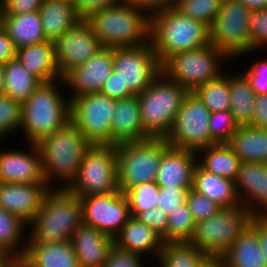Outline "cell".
<instances>
[{
    "label": "cell",
    "instance_id": "47",
    "mask_svg": "<svg viewBox=\"0 0 267 267\" xmlns=\"http://www.w3.org/2000/svg\"><path fill=\"white\" fill-rule=\"evenodd\" d=\"M191 188H160L157 208L167 215L186 201V195Z\"/></svg>",
    "mask_w": 267,
    "mask_h": 267
},
{
    "label": "cell",
    "instance_id": "51",
    "mask_svg": "<svg viewBox=\"0 0 267 267\" xmlns=\"http://www.w3.org/2000/svg\"><path fill=\"white\" fill-rule=\"evenodd\" d=\"M134 6L141 9L148 17L160 11L172 9L177 0H128Z\"/></svg>",
    "mask_w": 267,
    "mask_h": 267
},
{
    "label": "cell",
    "instance_id": "48",
    "mask_svg": "<svg viewBox=\"0 0 267 267\" xmlns=\"http://www.w3.org/2000/svg\"><path fill=\"white\" fill-rule=\"evenodd\" d=\"M143 258L139 254L122 250L114 245L104 267H143L145 262Z\"/></svg>",
    "mask_w": 267,
    "mask_h": 267
},
{
    "label": "cell",
    "instance_id": "4",
    "mask_svg": "<svg viewBox=\"0 0 267 267\" xmlns=\"http://www.w3.org/2000/svg\"><path fill=\"white\" fill-rule=\"evenodd\" d=\"M36 145L44 178L50 188H54L58 179L64 184L58 187L70 186L79 173L84 153L91 146L71 121Z\"/></svg>",
    "mask_w": 267,
    "mask_h": 267
},
{
    "label": "cell",
    "instance_id": "52",
    "mask_svg": "<svg viewBox=\"0 0 267 267\" xmlns=\"http://www.w3.org/2000/svg\"><path fill=\"white\" fill-rule=\"evenodd\" d=\"M43 0H4V15H19L38 11Z\"/></svg>",
    "mask_w": 267,
    "mask_h": 267
},
{
    "label": "cell",
    "instance_id": "20",
    "mask_svg": "<svg viewBox=\"0 0 267 267\" xmlns=\"http://www.w3.org/2000/svg\"><path fill=\"white\" fill-rule=\"evenodd\" d=\"M49 188L47 183L0 182V208L16 215L29 225L39 211Z\"/></svg>",
    "mask_w": 267,
    "mask_h": 267
},
{
    "label": "cell",
    "instance_id": "49",
    "mask_svg": "<svg viewBox=\"0 0 267 267\" xmlns=\"http://www.w3.org/2000/svg\"><path fill=\"white\" fill-rule=\"evenodd\" d=\"M99 92L113 100H120L134 95L126 85H123L118 73L114 70L104 82Z\"/></svg>",
    "mask_w": 267,
    "mask_h": 267
},
{
    "label": "cell",
    "instance_id": "23",
    "mask_svg": "<svg viewBox=\"0 0 267 267\" xmlns=\"http://www.w3.org/2000/svg\"><path fill=\"white\" fill-rule=\"evenodd\" d=\"M151 138L144 130L137 95L116 100L111 122V145Z\"/></svg>",
    "mask_w": 267,
    "mask_h": 267
},
{
    "label": "cell",
    "instance_id": "9",
    "mask_svg": "<svg viewBox=\"0 0 267 267\" xmlns=\"http://www.w3.org/2000/svg\"><path fill=\"white\" fill-rule=\"evenodd\" d=\"M228 58L211 43L196 50L182 51L170 56L162 65V72L188 92L218 78L225 70L221 63ZM223 61V62H222Z\"/></svg>",
    "mask_w": 267,
    "mask_h": 267
},
{
    "label": "cell",
    "instance_id": "59",
    "mask_svg": "<svg viewBox=\"0 0 267 267\" xmlns=\"http://www.w3.org/2000/svg\"><path fill=\"white\" fill-rule=\"evenodd\" d=\"M0 261H16L0 248Z\"/></svg>",
    "mask_w": 267,
    "mask_h": 267
},
{
    "label": "cell",
    "instance_id": "3",
    "mask_svg": "<svg viewBox=\"0 0 267 267\" xmlns=\"http://www.w3.org/2000/svg\"><path fill=\"white\" fill-rule=\"evenodd\" d=\"M149 42L162 65L175 53L209 45V27L172 8L149 17Z\"/></svg>",
    "mask_w": 267,
    "mask_h": 267
},
{
    "label": "cell",
    "instance_id": "31",
    "mask_svg": "<svg viewBox=\"0 0 267 267\" xmlns=\"http://www.w3.org/2000/svg\"><path fill=\"white\" fill-rule=\"evenodd\" d=\"M3 28L16 49L46 40L39 10L19 15H4Z\"/></svg>",
    "mask_w": 267,
    "mask_h": 267
},
{
    "label": "cell",
    "instance_id": "60",
    "mask_svg": "<svg viewBox=\"0 0 267 267\" xmlns=\"http://www.w3.org/2000/svg\"><path fill=\"white\" fill-rule=\"evenodd\" d=\"M4 0H0V28L3 27V19H4Z\"/></svg>",
    "mask_w": 267,
    "mask_h": 267
},
{
    "label": "cell",
    "instance_id": "24",
    "mask_svg": "<svg viewBox=\"0 0 267 267\" xmlns=\"http://www.w3.org/2000/svg\"><path fill=\"white\" fill-rule=\"evenodd\" d=\"M19 62L41 82L60 79L56 61L55 44L52 41L26 45L16 49Z\"/></svg>",
    "mask_w": 267,
    "mask_h": 267
},
{
    "label": "cell",
    "instance_id": "1",
    "mask_svg": "<svg viewBox=\"0 0 267 267\" xmlns=\"http://www.w3.org/2000/svg\"><path fill=\"white\" fill-rule=\"evenodd\" d=\"M80 198L69 188H49L31 226L26 245H47L70 241L82 224Z\"/></svg>",
    "mask_w": 267,
    "mask_h": 267
},
{
    "label": "cell",
    "instance_id": "15",
    "mask_svg": "<svg viewBox=\"0 0 267 267\" xmlns=\"http://www.w3.org/2000/svg\"><path fill=\"white\" fill-rule=\"evenodd\" d=\"M79 198L82 207V222L95 227L113 239L131 217L128 200L120 190Z\"/></svg>",
    "mask_w": 267,
    "mask_h": 267
},
{
    "label": "cell",
    "instance_id": "54",
    "mask_svg": "<svg viewBox=\"0 0 267 267\" xmlns=\"http://www.w3.org/2000/svg\"><path fill=\"white\" fill-rule=\"evenodd\" d=\"M16 58V48L6 30L0 28V65Z\"/></svg>",
    "mask_w": 267,
    "mask_h": 267
},
{
    "label": "cell",
    "instance_id": "13",
    "mask_svg": "<svg viewBox=\"0 0 267 267\" xmlns=\"http://www.w3.org/2000/svg\"><path fill=\"white\" fill-rule=\"evenodd\" d=\"M210 110L193 92H189L181 105L174 124L165 137L174 148L197 152L215 144L209 131Z\"/></svg>",
    "mask_w": 267,
    "mask_h": 267
},
{
    "label": "cell",
    "instance_id": "27",
    "mask_svg": "<svg viewBox=\"0 0 267 267\" xmlns=\"http://www.w3.org/2000/svg\"><path fill=\"white\" fill-rule=\"evenodd\" d=\"M22 267H79L71 241L47 245H26Z\"/></svg>",
    "mask_w": 267,
    "mask_h": 267
},
{
    "label": "cell",
    "instance_id": "56",
    "mask_svg": "<svg viewBox=\"0 0 267 267\" xmlns=\"http://www.w3.org/2000/svg\"><path fill=\"white\" fill-rule=\"evenodd\" d=\"M198 267H228L223 256H206Z\"/></svg>",
    "mask_w": 267,
    "mask_h": 267
},
{
    "label": "cell",
    "instance_id": "61",
    "mask_svg": "<svg viewBox=\"0 0 267 267\" xmlns=\"http://www.w3.org/2000/svg\"><path fill=\"white\" fill-rule=\"evenodd\" d=\"M17 261H0V267H13Z\"/></svg>",
    "mask_w": 267,
    "mask_h": 267
},
{
    "label": "cell",
    "instance_id": "21",
    "mask_svg": "<svg viewBox=\"0 0 267 267\" xmlns=\"http://www.w3.org/2000/svg\"><path fill=\"white\" fill-rule=\"evenodd\" d=\"M197 163L195 151L169 146L161 158L155 182L160 188H191Z\"/></svg>",
    "mask_w": 267,
    "mask_h": 267
},
{
    "label": "cell",
    "instance_id": "19",
    "mask_svg": "<svg viewBox=\"0 0 267 267\" xmlns=\"http://www.w3.org/2000/svg\"><path fill=\"white\" fill-rule=\"evenodd\" d=\"M235 187L241 204L253 216L267 213V163L241 162Z\"/></svg>",
    "mask_w": 267,
    "mask_h": 267
},
{
    "label": "cell",
    "instance_id": "7",
    "mask_svg": "<svg viewBox=\"0 0 267 267\" xmlns=\"http://www.w3.org/2000/svg\"><path fill=\"white\" fill-rule=\"evenodd\" d=\"M169 146L165 138H149L118 144V189L124 193L139 184L155 181L161 158Z\"/></svg>",
    "mask_w": 267,
    "mask_h": 267
},
{
    "label": "cell",
    "instance_id": "12",
    "mask_svg": "<svg viewBox=\"0 0 267 267\" xmlns=\"http://www.w3.org/2000/svg\"><path fill=\"white\" fill-rule=\"evenodd\" d=\"M116 100L97 93L70 99V121L91 145H111V122Z\"/></svg>",
    "mask_w": 267,
    "mask_h": 267
},
{
    "label": "cell",
    "instance_id": "44",
    "mask_svg": "<svg viewBox=\"0 0 267 267\" xmlns=\"http://www.w3.org/2000/svg\"><path fill=\"white\" fill-rule=\"evenodd\" d=\"M249 33L253 51L267 47V9L255 10L250 13Z\"/></svg>",
    "mask_w": 267,
    "mask_h": 267
},
{
    "label": "cell",
    "instance_id": "32",
    "mask_svg": "<svg viewBox=\"0 0 267 267\" xmlns=\"http://www.w3.org/2000/svg\"><path fill=\"white\" fill-rule=\"evenodd\" d=\"M196 153L199 157L198 163L204 169L218 176L236 180L241 161L227 143L213 144L199 149Z\"/></svg>",
    "mask_w": 267,
    "mask_h": 267
},
{
    "label": "cell",
    "instance_id": "45",
    "mask_svg": "<svg viewBox=\"0 0 267 267\" xmlns=\"http://www.w3.org/2000/svg\"><path fill=\"white\" fill-rule=\"evenodd\" d=\"M135 218L152 228L158 233L163 240V243H167V225L168 215L159 208L147 210L145 212L138 213Z\"/></svg>",
    "mask_w": 267,
    "mask_h": 267
},
{
    "label": "cell",
    "instance_id": "34",
    "mask_svg": "<svg viewBox=\"0 0 267 267\" xmlns=\"http://www.w3.org/2000/svg\"><path fill=\"white\" fill-rule=\"evenodd\" d=\"M27 227L28 224L21 218L0 208V248L17 262L23 257L26 249Z\"/></svg>",
    "mask_w": 267,
    "mask_h": 267
},
{
    "label": "cell",
    "instance_id": "57",
    "mask_svg": "<svg viewBox=\"0 0 267 267\" xmlns=\"http://www.w3.org/2000/svg\"><path fill=\"white\" fill-rule=\"evenodd\" d=\"M251 12L255 10L267 9V0H238Z\"/></svg>",
    "mask_w": 267,
    "mask_h": 267
},
{
    "label": "cell",
    "instance_id": "36",
    "mask_svg": "<svg viewBox=\"0 0 267 267\" xmlns=\"http://www.w3.org/2000/svg\"><path fill=\"white\" fill-rule=\"evenodd\" d=\"M206 255L189 242L163 243L158 256L161 267H198Z\"/></svg>",
    "mask_w": 267,
    "mask_h": 267
},
{
    "label": "cell",
    "instance_id": "58",
    "mask_svg": "<svg viewBox=\"0 0 267 267\" xmlns=\"http://www.w3.org/2000/svg\"><path fill=\"white\" fill-rule=\"evenodd\" d=\"M5 74L2 65H0V94L4 93Z\"/></svg>",
    "mask_w": 267,
    "mask_h": 267
},
{
    "label": "cell",
    "instance_id": "2",
    "mask_svg": "<svg viewBox=\"0 0 267 267\" xmlns=\"http://www.w3.org/2000/svg\"><path fill=\"white\" fill-rule=\"evenodd\" d=\"M59 84L65 85L64 78L41 82L22 104L21 133L27 144H37L70 121V99Z\"/></svg>",
    "mask_w": 267,
    "mask_h": 267
},
{
    "label": "cell",
    "instance_id": "25",
    "mask_svg": "<svg viewBox=\"0 0 267 267\" xmlns=\"http://www.w3.org/2000/svg\"><path fill=\"white\" fill-rule=\"evenodd\" d=\"M114 245L141 256L151 253L158 260L163 240L152 228L131 216L120 233L114 238Z\"/></svg>",
    "mask_w": 267,
    "mask_h": 267
},
{
    "label": "cell",
    "instance_id": "46",
    "mask_svg": "<svg viewBox=\"0 0 267 267\" xmlns=\"http://www.w3.org/2000/svg\"><path fill=\"white\" fill-rule=\"evenodd\" d=\"M243 74L256 95L267 94V59L256 61Z\"/></svg>",
    "mask_w": 267,
    "mask_h": 267
},
{
    "label": "cell",
    "instance_id": "41",
    "mask_svg": "<svg viewBox=\"0 0 267 267\" xmlns=\"http://www.w3.org/2000/svg\"><path fill=\"white\" fill-rule=\"evenodd\" d=\"M22 104L5 93L0 94V141L21 130Z\"/></svg>",
    "mask_w": 267,
    "mask_h": 267
},
{
    "label": "cell",
    "instance_id": "35",
    "mask_svg": "<svg viewBox=\"0 0 267 267\" xmlns=\"http://www.w3.org/2000/svg\"><path fill=\"white\" fill-rule=\"evenodd\" d=\"M5 74L4 93L23 104L41 81L33 76L17 58L2 65Z\"/></svg>",
    "mask_w": 267,
    "mask_h": 267
},
{
    "label": "cell",
    "instance_id": "62",
    "mask_svg": "<svg viewBox=\"0 0 267 267\" xmlns=\"http://www.w3.org/2000/svg\"><path fill=\"white\" fill-rule=\"evenodd\" d=\"M13 267H22L18 262Z\"/></svg>",
    "mask_w": 267,
    "mask_h": 267
},
{
    "label": "cell",
    "instance_id": "16",
    "mask_svg": "<svg viewBox=\"0 0 267 267\" xmlns=\"http://www.w3.org/2000/svg\"><path fill=\"white\" fill-rule=\"evenodd\" d=\"M54 44L60 78L87 62L103 48L84 19L63 33Z\"/></svg>",
    "mask_w": 267,
    "mask_h": 267
},
{
    "label": "cell",
    "instance_id": "37",
    "mask_svg": "<svg viewBox=\"0 0 267 267\" xmlns=\"http://www.w3.org/2000/svg\"><path fill=\"white\" fill-rule=\"evenodd\" d=\"M193 93L210 112L230 109L229 75L221 74L218 78L197 87Z\"/></svg>",
    "mask_w": 267,
    "mask_h": 267
},
{
    "label": "cell",
    "instance_id": "10",
    "mask_svg": "<svg viewBox=\"0 0 267 267\" xmlns=\"http://www.w3.org/2000/svg\"><path fill=\"white\" fill-rule=\"evenodd\" d=\"M250 13L238 0H221L218 15L209 27V41L229 60L253 52Z\"/></svg>",
    "mask_w": 267,
    "mask_h": 267
},
{
    "label": "cell",
    "instance_id": "40",
    "mask_svg": "<svg viewBox=\"0 0 267 267\" xmlns=\"http://www.w3.org/2000/svg\"><path fill=\"white\" fill-rule=\"evenodd\" d=\"M220 5L221 0H177L174 8L210 27L218 15Z\"/></svg>",
    "mask_w": 267,
    "mask_h": 267
},
{
    "label": "cell",
    "instance_id": "14",
    "mask_svg": "<svg viewBox=\"0 0 267 267\" xmlns=\"http://www.w3.org/2000/svg\"><path fill=\"white\" fill-rule=\"evenodd\" d=\"M113 70L134 95L146 89L162 72L149 41L136 47L113 48Z\"/></svg>",
    "mask_w": 267,
    "mask_h": 267
},
{
    "label": "cell",
    "instance_id": "38",
    "mask_svg": "<svg viewBox=\"0 0 267 267\" xmlns=\"http://www.w3.org/2000/svg\"><path fill=\"white\" fill-rule=\"evenodd\" d=\"M196 222L186 201L168 215L167 242H189Z\"/></svg>",
    "mask_w": 267,
    "mask_h": 267
},
{
    "label": "cell",
    "instance_id": "53",
    "mask_svg": "<svg viewBox=\"0 0 267 267\" xmlns=\"http://www.w3.org/2000/svg\"><path fill=\"white\" fill-rule=\"evenodd\" d=\"M249 125L258 129H267V94L256 95L253 119Z\"/></svg>",
    "mask_w": 267,
    "mask_h": 267
},
{
    "label": "cell",
    "instance_id": "11",
    "mask_svg": "<svg viewBox=\"0 0 267 267\" xmlns=\"http://www.w3.org/2000/svg\"><path fill=\"white\" fill-rule=\"evenodd\" d=\"M116 151L117 145H91L68 188L78 197L117 192Z\"/></svg>",
    "mask_w": 267,
    "mask_h": 267
},
{
    "label": "cell",
    "instance_id": "55",
    "mask_svg": "<svg viewBox=\"0 0 267 267\" xmlns=\"http://www.w3.org/2000/svg\"><path fill=\"white\" fill-rule=\"evenodd\" d=\"M250 223L257 229V234L267 267V217L253 216Z\"/></svg>",
    "mask_w": 267,
    "mask_h": 267
},
{
    "label": "cell",
    "instance_id": "18",
    "mask_svg": "<svg viewBox=\"0 0 267 267\" xmlns=\"http://www.w3.org/2000/svg\"><path fill=\"white\" fill-rule=\"evenodd\" d=\"M30 150H0V182L47 183L44 178L41 155L36 144Z\"/></svg>",
    "mask_w": 267,
    "mask_h": 267
},
{
    "label": "cell",
    "instance_id": "17",
    "mask_svg": "<svg viewBox=\"0 0 267 267\" xmlns=\"http://www.w3.org/2000/svg\"><path fill=\"white\" fill-rule=\"evenodd\" d=\"M113 71V48H102L87 62L75 67L63 78L65 88L72 91L69 99L97 93Z\"/></svg>",
    "mask_w": 267,
    "mask_h": 267
},
{
    "label": "cell",
    "instance_id": "28",
    "mask_svg": "<svg viewBox=\"0 0 267 267\" xmlns=\"http://www.w3.org/2000/svg\"><path fill=\"white\" fill-rule=\"evenodd\" d=\"M39 12L46 40L52 42L82 20L75 4L66 0H43Z\"/></svg>",
    "mask_w": 267,
    "mask_h": 267
},
{
    "label": "cell",
    "instance_id": "5",
    "mask_svg": "<svg viewBox=\"0 0 267 267\" xmlns=\"http://www.w3.org/2000/svg\"><path fill=\"white\" fill-rule=\"evenodd\" d=\"M103 48L136 47L149 41V17L128 0L84 19Z\"/></svg>",
    "mask_w": 267,
    "mask_h": 267
},
{
    "label": "cell",
    "instance_id": "33",
    "mask_svg": "<svg viewBox=\"0 0 267 267\" xmlns=\"http://www.w3.org/2000/svg\"><path fill=\"white\" fill-rule=\"evenodd\" d=\"M230 109L234 121L239 125H249L253 119L256 94L249 81L242 74L229 75Z\"/></svg>",
    "mask_w": 267,
    "mask_h": 267
},
{
    "label": "cell",
    "instance_id": "50",
    "mask_svg": "<svg viewBox=\"0 0 267 267\" xmlns=\"http://www.w3.org/2000/svg\"><path fill=\"white\" fill-rule=\"evenodd\" d=\"M124 0H74L76 11L81 19L104 8L122 3Z\"/></svg>",
    "mask_w": 267,
    "mask_h": 267
},
{
    "label": "cell",
    "instance_id": "8",
    "mask_svg": "<svg viewBox=\"0 0 267 267\" xmlns=\"http://www.w3.org/2000/svg\"><path fill=\"white\" fill-rule=\"evenodd\" d=\"M252 217L242 204L221 208L212 217L196 223L189 243L206 256H223L248 226Z\"/></svg>",
    "mask_w": 267,
    "mask_h": 267
},
{
    "label": "cell",
    "instance_id": "39",
    "mask_svg": "<svg viewBox=\"0 0 267 267\" xmlns=\"http://www.w3.org/2000/svg\"><path fill=\"white\" fill-rule=\"evenodd\" d=\"M160 186L155 182H148L134 186L124 192L130 209V215L135 217L157 207Z\"/></svg>",
    "mask_w": 267,
    "mask_h": 267
},
{
    "label": "cell",
    "instance_id": "42",
    "mask_svg": "<svg viewBox=\"0 0 267 267\" xmlns=\"http://www.w3.org/2000/svg\"><path fill=\"white\" fill-rule=\"evenodd\" d=\"M238 126L229 110L210 113L209 131L215 144L228 143Z\"/></svg>",
    "mask_w": 267,
    "mask_h": 267
},
{
    "label": "cell",
    "instance_id": "22",
    "mask_svg": "<svg viewBox=\"0 0 267 267\" xmlns=\"http://www.w3.org/2000/svg\"><path fill=\"white\" fill-rule=\"evenodd\" d=\"M70 241L79 267H104L114 246L112 237L84 223L75 230Z\"/></svg>",
    "mask_w": 267,
    "mask_h": 267
},
{
    "label": "cell",
    "instance_id": "29",
    "mask_svg": "<svg viewBox=\"0 0 267 267\" xmlns=\"http://www.w3.org/2000/svg\"><path fill=\"white\" fill-rule=\"evenodd\" d=\"M228 267H266L257 229L249 223L223 255Z\"/></svg>",
    "mask_w": 267,
    "mask_h": 267
},
{
    "label": "cell",
    "instance_id": "30",
    "mask_svg": "<svg viewBox=\"0 0 267 267\" xmlns=\"http://www.w3.org/2000/svg\"><path fill=\"white\" fill-rule=\"evenodd\" d=\"M227 144L241 162L267 163V129L238 126Z\"/></svg>",
    "mask_w": 267,
    "mask_h": 267
},
{
    "label": "cell",
    "instance_id": "43",
    "mask_svg": "<svg viewBox=\"0 0 267 267\" xmlns=\"http://www.w3.org/2000/svg\"><path fill=\"white\" fill-rule=\"evenodd\" d=\"M186 204L196 223L212 217L221 209V207L212 200L192 189H189L187 192Z\"/></svg>",
    "mask_w": 267,
    "mask_h": 267
},
{
    "label": "cell",
    "instance_id": "6",
    "mask_svg": "<svg viewBox=\"0 0 267 267\" xmlns=\"http://www.w3.org/2000/svg\"><path fill=\"white\" fill-rule=\"evenodd\" d=\"M188 93L161 72L146 89L137 94L142 126L151 138H165L168 135Z\"/></svg>",
    "mask_w": 267,
    "mask_h": 267
},
{
    "label": "cell",
    "instance_id": "26",
    "mask_svg": "<svg viewBox=\"0 0 267 267\" xmlns=\"http://www.w3.org/2000/svg\"><path fill=\"white\" fill-rule=\"evenodd\" d=\"M191 189L212 200L221 208L241 205L235 181L209 172L199 163L194 170Z\"/></svg>",
    "mask_w": 267,
    "mask_h": 267
}]
</instances>
